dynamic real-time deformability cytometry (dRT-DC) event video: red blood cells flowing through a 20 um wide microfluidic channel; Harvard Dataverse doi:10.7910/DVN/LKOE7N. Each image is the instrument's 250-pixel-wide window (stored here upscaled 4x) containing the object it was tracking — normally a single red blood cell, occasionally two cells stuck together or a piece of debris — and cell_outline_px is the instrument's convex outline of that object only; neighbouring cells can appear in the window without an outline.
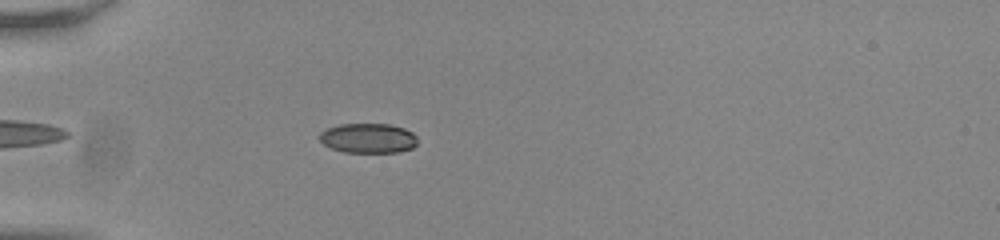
{"species": "common noctule bat (a hibernating species)", "species_latin": "Nyctalus noctula", "temperature_condition": "room temperature", "stored_images_in_passage": 46, "camera_frame_rate_fps": 3000, "um_per_image_px": 0.085, "animal": {"sex": "male", "body_mass_g": 20.0, "forearm_length_mm": 53.3}, "frame": {"image": 1, "passage_image": 8, "time_ms": 2.333, "image_size_px": [1000, 240], "cell_outline_px": [[416, 144], [412, 148], [400, 152], [344, 152], [332, 148], [324, 144], [320, 140], [320, 132], [328, 128], [340, 124], [388, 124], [404, 128], [412, 132], [416, 136]], "centroid_in_image_um": [31.31, 11.74], "position_along_channel_um": 53.7, "area_um2": 16.88}}
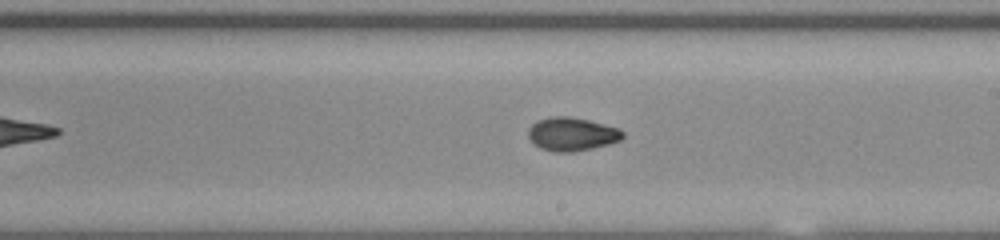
{"frame": {"image": 2, "passage_image": 24, "time_ms": 7.667, "image_size_px": [1000, 240], "cell_outline_px": [[624, 136], [620, 140], [608, 144], [592, 148], [572, 152], [556, 152], [540, 148], [532, 144], [528, 136], [528, 128], [536, 120], [548, 116], [568, 116], [588, 120], [620, 128], [624, 132]], "centroid_in_image_um": [48.57, 11.39], "position_along_channel_um": 240.4, "area_um2": 18.61}}
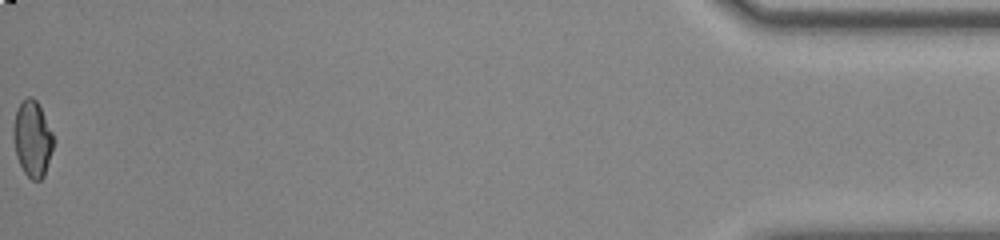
{"frame": {"image": 3, "passage_image": 46, "time_ms": 15.0, "image_size_px": [1000, 240], "cell_outline_px": [[52, 148], [44, 176], [40, 180], [32, 180], [24, 172], [16, 156], [12, 136], [12, 128], [16, 108], [28, 96], [32, 96], [36, 100], [52, 132]], "centroid_in_image_um": [2.71, 11.79], "position_along_channel_um": 432.5, "area_um2": 17.51}, "authors_computed_cell_mechanics": {"area_um2": 17.8602, "velocity_mm_per_s": 3.8185, "shape_relaxation_time_tau1_ms": null, "shape_relaxation_time_tau2_ms": 2.092, "deformation_change_tau1": null, "deformation_change_tau2": 0.0571}}